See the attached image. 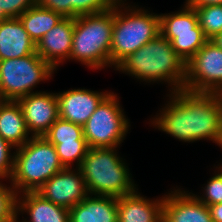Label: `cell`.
<instances>
[{
  "mask_svg": "<svg viewBox=\"0 0 222 222\" xmlns=\"http://www.w3.org/2000/svg\"><path fill=\"white\" fill-rule=\"evenodd\" d=\"M165 105L149 124L171 137L193 143L209 140L217 144L222 130V95L185 88L167 94Z\"/></svg>",
  "mask_w": 222,
  "mask_h": 222,
  "instance_id": "6da1fadb",
  "label": "cell"
},
{
  "mask_svg": "<svg viewBox=\"0 0 222 222\" xmlns=\"http://www.w3.org/2000/svg\"><path fill=\"white\" fill-rule=\"evenodd\" d=\"M114 70L146 84L165 83L170 93L185 85L186 63L161 33L128 55Z\"/></svg>",
  "mask_w": 222,
  "mask_h": 222,
  "instance_id": "7a4b0ae2",
  "label": "cell"
},
{
  "mask_svg": "<svg viewBox=\"0 0 222 222\" xmlns=\"http://www.w3.org/2000/svg\"><path fill=\"white\" fill-rule=\"evenodd\" d=\"M120 0L114 6L110 68L160 34V15ZM136 4V5H135ZM128 5V6H127Z\"/></svg>",
  "mask_w": 222,
  "mask_h": 222,
  "instance_id": "3957f363",
  "label": "cell"
},
{
  "mask_svg": "<svg viewBox=\"0 0 222 222\" xmlns=\"http://www.w3.org/2000/svg\"><path fill=\"white\" fill-rule=\"evenodd\" d=\"M120 147L89 148L79 167L89 195L119 198L139 189L132 179Z\"/></svg>",
  "mask_w": 222,
  "mask_h": 222,
  "instance_id": "277c9868",
  "label": "cell"
},
{
  "mask_svg": "<svg viewBox=\"0 0 222 222\" xmlns=\"http://www.w3.org/2000/svg\"><path fill=\"white\" fill-rule=\"evenodd\" d=\"M113 24L114 7L76 17L69 61H78L93 70L110 68Z\"/></svg>",
  "mask_w": 222,
  "mask_h": 222,
  "instance_id": "5b68a950",
  "label": "cell"
},
{
  "mask_svg": "<svg viewBox=\"0 0 222 222\" xmlns=\"http://www.w3.org/2000/svg\"><path fill=\"white\" fill-rule=\"evenodd\" d=\"M13 174L9 182L17 194L37 191L53 175L64 169L55 146L44 136L32 137L15 149Z\"/></svg>",
  "mask_w": 222,
  "mask_h": 222,
  "instance_id": "8992f818",
  "label": "cell"
},
{
  "mask_svg": "<svg viewBox=\"0 0 222 222\" xmlns=\"http://www.w3.org/2000/svg\"><path fill=\"white\" fill-rule=\"evenodd\" d=\"M55 71L37 53L0 60V100L17 101L34 93L35 87L50 80Z\"/></svg>",
  "mask_w": 222,
  "mask_h": 222,
  "instance_id": "52a82bcc",
  "label": "cell"
},
{
  "mask_svg": "<svg viewBox=\"0 0 222 222\" xmlns=\"http://www.w3.org/2000/svg\"><path fill=\"white\" fill-rule=\"evenodd\" d=\"M117 93L111 92L97 107L83 126L84 138L89 148L119 147L130 131Z\"/></svg>",
  "mask_w": 222,
  "mask_h": 222,
  "instance_id": "ba28073f",
  "label": "cell"
},
{
  "mask_svg": "<svg viewBox=\"0 0 222 222\" xmlns=\"http://www.w3.org/2000/svg\"><path fill=\"white\" fill-rule=\"evenodd\" d=\"M159 15L160 33L187 63L208 41L198 23L195 9L184 3L180 10Z\"/></svg>",
  "mask_w": 222,
  "mask_h": 222,
  "instance_id": "9c48e42d",
  "label": "cell"
},
{
  "mask_svg": "<svg viewBox=\"0 0 222 222\" xmlns=\"http://www.w3.org/2000/svg\"><path fill=\"white\" fill-rule=\"evenodd\" d=\"M185 89L222 93V49L208 40L186 63Z\"/></svg>",
  "mask_w": 222,
  "mask_h": 222,
  "instance_id": "30bf717a",
  "label": "cell"
},
{
  "mask_svg": "<svg viewBox=\"0 0 222 222\" xmlns=\"http://www.w3.org/2000/svg\"><path fill=\"white\" fill-rule=\"evenodd\" d=\"M37 192L50 202L72 208L88 195L80 168H64L47 180Z\"/></svg>",
  "mask_w": 222,
  "mask_h": 222,
  "instance_id": "8fae6325",
  "label": "cell"
},
{
  "mask_svg": "<svg viewBox=\"0 0 222 222\" xmlns=\"http://www.w3.org/2000/svg\"><path fill=\"white\" fill-rule=\"evenodd\" d=\"M17 101L32 137L44 136L59 118L56 93L36 90Z\"/></svg>",
  "mask_w": 222,
  "mask_h": 222,
  "instance_id": "7c38bea8",
  "label": "cell"
},
{
  "mask_svg": "<svg viewBox=\"0 0 222 222\" xmlns=\"http://www.w3.org/2000/svg\"><path fill=\"white\" fill-rule=\"evenodd\" d=\"M104 91L71 88L56 92L59 118L83 127L99 104L112 92Z\"/></svg>",
  "mask_w": 222,
  "mask_h": 222,
  "instance_id": "4fadbf2b",
  "label": "cell"
},
{
  "mask_svg": "<svg viewBox=\"0 0 222 222\" xmlns=\"http://www.w3.org/2000/svg\"><path fill=\"white\" fill-rule=\"evenodd\" d=\"M176 188L164 194L162 222H213L208 206L192 191Z\"/></svg>",
  "mask_w": 222,
  "mask_h": 222,
  "instance_id": "5bb4252c",
  "label": "cell"
},
{
  "mask_svg": "<svg viewBox=\"0 0 222 222\" xmlns=\"http://www.w3.org/2000/svg\"><path fill=\"white\" fill-rule=\"evenodd\" d=\"M73 30L74 18H63L36 44V53L56 71L70 59Z\"/></svg>",
  "mask_w": 222,
  "mask_h": 222,
  "instance_id": "9a60e30c",
  "label": "cell"
},
{
  "mask_svg": "<svg viewBox=\"0 0 222 222\" xmlns=\"http://www.w3.org/2000/svg\"><path fill=\"white\" fill-rule=\"evenodd\" d=\"M164 195L156 199L144 197L138 189L118 198V222H162Z\"/></svg>",
  "mask_w": 222,
  "mask_h": 222,
  "instance_id": "2e32d148",
  "label": "cell"
},
{
  "mask_svg": "<svg viewBox=\"0 0 222 222\" xmlns=\"http://www.w3.org/2000/svg\"><path fill=\"white\" fill-rule=\"evenodd\" d=\"M17 216L26 213L23 222H70L69 209L45 199L37 191L17 194Z\"/></svg>",
  "mask_w": 222,
  "mask_h": 222,
  "instance_id": "e0dca14e",
  "label": "cell"
},
{
  "mask_svg": "<svg viewBox=\"0 0 222 222\" xmlns=\"http://www.w3.org/2000/svg\"><path fill=\"white\" fill-rule=\"evenodd\" d=\"M34 53L36 43L19 18L0 22V60L22 58Z\"/></svg>",
  "mask_w": 222,
  "mask_h": 222,
  "instance_id": "ac0fdd59",
  "label": "cell"
},
{
  "mask_svg": "<svg viewBox=\"0 0 222 222\" xmlns=\"http://www.w3.org/2000/svg\"><path fill=\"white\" fill-rule=\"evenodd\" d=\"M118 198L88 195L69 209L70 222H118Z\"/></svg>",
  "mask_w": 222,
  "mask_h": 222,
  "instance_id": "d6986e66",
  "label": "cell"
},
{
  "mask_svg": "<svg viewBox=\"0 0 222 222\" xmlns=\"http://www.w3.org/2000/svg\"><path fill=\"white\" fill-rule=\"evenodd\" d=\"M0 135L15 148L32 138L18 101L0 100Z\"/></svg>",
  "mask_w": 222,
  "mask_h": 222,
  "instance_id": "ffe728a7",
  "label": "cell"
},
{
  "mask_svg": "<svg viewBox=\"0 0 222 222\" xmlns=\"http://www.w3.org/2000/svg\"><path fill=\"white\" fill-rule=\"evenodd\" d=\"M64 17L53 10L33 5L19 19L24 25L29 37L37 44V42L55 25H57Z\"/></svg>",
  "mask_w": 222,
  "mask_h": 222,
  "instance_id": "44dd1931",
  "label": "cell"
},
{
  "mask_svg": "<svg viewBox=\"0 0 222 222\" xmlns=\"http://www.w3.org/2000/svg\"><path fill=\"white\" fill-rule=\"evenodd\" d=\"M198 23L208 40L222 32V4L195 7Z\"/></svg>",
  "mask_w": 222,
  "mask_h": 222,
  "instance_id": "7402d4cb",
  "label": "cell"
},
{
  "mask_svg": "<svg viewBox=\"0 0 222 222\" xmlns=\"http://www.w3.org/2000/svg\"><path fill=\"white\" fill-rule=\"evenodd\" d=\"M44 137L52 144L61 142H75V140H86L83 127L62 118H58L50 127Z\"/></svg>",
  "mask_w": 222,
  "mask_h": 222,
  "instance_id": "603a6c76",
  "label": "cell"
},
{
  "mask_svg": "<svg viewBox=\"0 0 222 222\" xmlns=\"http://www.w3.org/2000/svg\"><path fill=\"white\" fill-rule=\"evenodd\" d=\"M64 168H79L89 149L86 140L53 144Z\"/></svg>",
  "mask_w": 222,
  "mask_h": 222,
  "instance_id": "cb8c5ba5",
  "label": "cell"
},
{
  "mask_svg": "<svg viewBox=\"0 0 222 222\" xmlns=\"http://www.w3.org/2000/svg\"><path fill=\"white\" fill-rule=\"evenodd\" d=\"M214 169L213 176L202 187L203 194H194L207 206L222 203V164H218Z\"/></svg>",
  "mask_w": 222,
  "mask_h": 222,
  "instance_id": "d4e9b609",
  "label": "cell"
},
{
  "mask_svg": "<svg viewBox=\"0 0 222 222\" xmlns=\"http://www.w3.org/2000/svg\"><path fill=\"white\" fill-rule=\"evenodd\" d=\"M120 0H69L70 18L84 14L101 13L112 9Z\"/></svg>",
  "mask_w": 222,
  "mask_h": 222,
  "instance_id": "484cf974",
  "label": "cell"
},
{
  "mask_svg": "<svg viewBox=\"0 0 222 222\" xmlns=\"http://www.w3.org/2000/svg\"><path fill=\"white\" fill-rule=\"evenodd\" d=\"M0 180V222H9L17 215V193L11 183Z\"/></svg>",
  "mask_w": 222,
  "mask_h": 222,
  "instance_id": "4316f807",
  "label": "cell"
},
{
  "mask_svg": "<svg viewBox=\"0 0 222 222\" xmlns=\"http://www.w3.org/2000/svg\"><path fill=\"white\" fill-rule=\"evenodd\" d=\"M14 149V151H13ZM13 147L9 142L5 141L0 135V178L10 180L14 168V152ZM13 152V153H12Z\"/></svg>",
  "mask_w": 222,
  "mask_h": 222,
  "instance_id": "83f0119b",
  "label": "cell"
},
{
  "mask_svg": "<svg viewBox=\"0 0 222 222\" xmlns=\"http://www.w3.org/2000/svg\"><path fill=\"white\" fill-rule=\"evenodd\" d=\"M36 4V0H0L1 8L9 18H19L20 15Z\"/></svg>",
  "mask_w": 222,
  "mask_h": 222,
  "instance_id": "f1b7e54d",
  "label": "cell"
},
{
  "mask_svg": "<svg viewBox=\"0 0 222 222\" xmlns=\"http://www.w3.org/2000/svg\"><path fill=\"white\" fill-rule=\"evenodd\" d=\"M37 5L53 10L64 18H70V2L69 0H36Z\"/></svg>",
  "mask_w": 222,
  "mask_h": 222,
  "instance_id": "f546056e",
  "label": "cell"
},
{
  "mask_svg": "<svg viewBox=\"0 0 222 222\" xmlns=\"http://www.w3.org/2000/svg\"><path fill=\"white\" fill-rule=\"evenodd\" d=\"M213 222H222V203L208 206Z\"/></svg>",
  "mask_w": 222,
  "mask_h": 222,
  "instance_id": "4dcf8cb0",
  "label": "cell"
},
{
  "mask_svg": "<svg viewBox=\"0 0 222 222\" xmlns=\"http://www.w3.org/2000/svg\"><path fill=\"white\" fill-rule=\"evenodd\" d=\"M184 3L192 8H195L200 6L222 4V0H185Z\"/></svg>",
  "mask_w": 222,
  "mask_h": 222,
  "instance_id": "1f68e13d",
  "label": "cell"
},
{
  "mask_svg": "<svg viewBox=\"0 0 222 222\" xmlns=\"http://www.w3.org/2000/svg\"><path fill=\"white\" fill-rule=\"evenodd\" d=\"M218 47L222 49V32L211 39Z\"/></svg>",
  "mask_w": 222,
  "mask_h": 222,
  "instance_id": "d6a6232c",
  "label": "cell"
},
{
  "mask_svg": "<svg viewBox=\"0 0 222 222\" xmlns=\"http://www.w3.org/2000/svg\"><path fill=\"white\" fill-rule=\"evenodd\" d=\"M9 19V17L3 12L1 5H0V22Z\"/></svg>",
  "mask_w": 222,
  "mask_h": 222,
  "instance_id": "836d02e7",
  "label": "cell"
},
{
  "mask_svg": "<svg viewBox=\"0 0 222 222\" xmlns=\"http://www.w3.org/2000/svg\"><path fill=\"white\" fill-rule=\"evenodd\" d=\"M9 222H23L22 220L20 221V218L16 215L12 220Z\"/></svg>",
  "mask_w": 222,
  "mask_h": 222,
  "instance_id": "e575fe53",
  "label": "cell"
},
{
  "mask_svg": "<svg viewBox=\"0 0 222 222\" xmlns=\"http://www.w3.org/2000/svg\"><path fill=\"white\" fill-rule=\"evenodd\" d=\"M218 146H219L220 148H222V130H221L220 141H219V143H218ZM221 163H222V162H221Z\"/></svg>",
  "mask_w": 222,
  "mask_h": 222,
  "instance_id": "d590c367",
  "label": "cell"
}]
</instances>
